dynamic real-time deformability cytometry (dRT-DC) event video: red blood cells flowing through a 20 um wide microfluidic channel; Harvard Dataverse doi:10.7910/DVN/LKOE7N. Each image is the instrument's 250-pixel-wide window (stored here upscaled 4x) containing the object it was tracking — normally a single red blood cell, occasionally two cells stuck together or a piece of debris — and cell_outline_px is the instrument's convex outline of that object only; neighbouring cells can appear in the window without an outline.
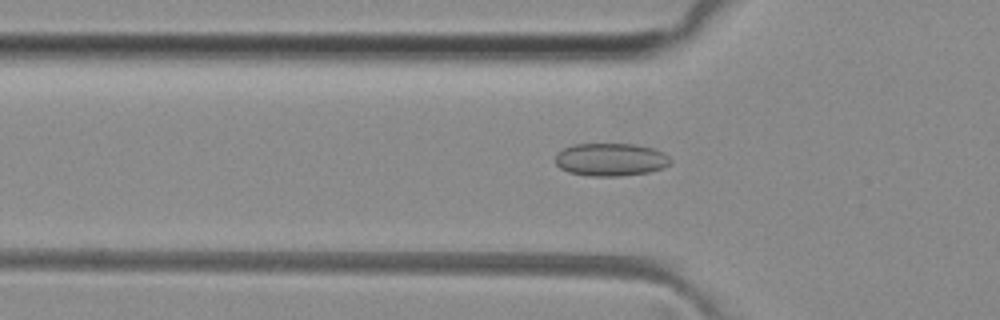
{"species": "common noctule bat (a hibernating species)", "species_latin": "Nyctalus noctula", "temperature_condition": "room temperature", "stored_images_in_passage": 49, "camera_frame_rate_fps": 3000, "um_per_image_px": 0.085, "animal": {"sex": "female", "body_mass_g": 29.2, "forearm_length_mm": 56.3}, "frame": {"image": 1, "passage_image": 15, "time_ms": 4.667, "image_size_px": [1000, 320], "cell_outline_px": [[672, 160], [664, 168], [648, 172], [620, 176], [588, 176], [568, 172], [560, 168], [556, 164], [556, 152], [572, 144], [636, 144], [652, 148], [664, 152]], "centroid_in_image_um": [51.9, 13.56], "position_along_channel_um": 73.9, "area_um2": 22.2}}
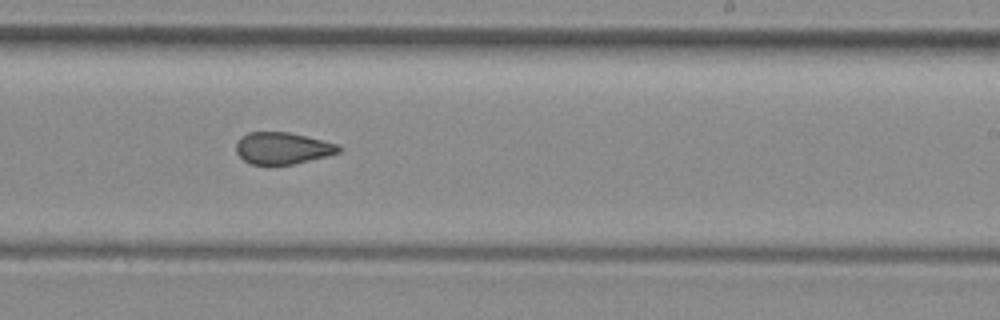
{"frame": {"image": 2, "passage_image": 29, "time_ms": 9.333, "image_size_px": [1000, 320], "cell_outline_px": [[340, 152], [292, 164], [252, 164], [244, 160], [236, 152], [236, 144], [240, 136], [248, 132], [288, 132], [340, 144]], "centroid_in_image_um": [23.99, 12.58], "position_along_channel_um": 265.0, "area_um2": 18.79}}
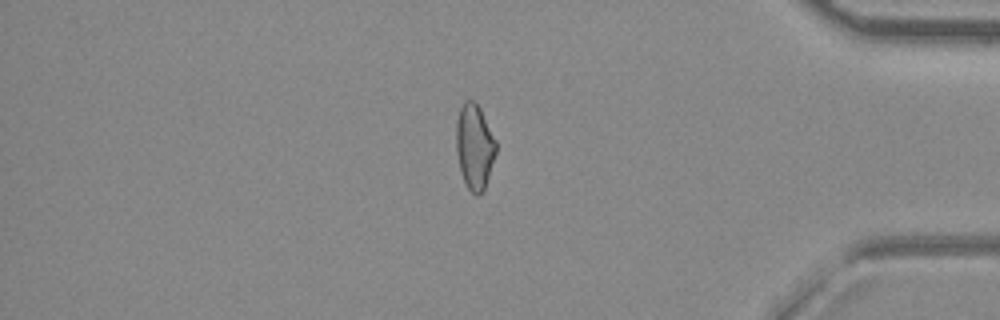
{"frame": {"image": 3, "passage_image": 41, "time_ms": 13.333, "image_size_px": [1000, 320], "cell_outline_px": [[496, 152], [484, 188], [476, 196], [468, 188], [460, 172], [456, 152], [456, 124], [460, 108], [464, 100], [472, 100], [480, 108], [496, 140]], "centroid_in_image_um": [40.31, 12.44], "position_along_channel_um": 394.9, "area_um2": 19.54}, "authors_computed_cell_mechanics": {"area_um2": 20.519, "velocity_mm_per_s": 4.0884, "shape_relaxation_time_tau1_ms": null, "shape_relaxation_time_tau2_ms": 2.4102, "deformation_change_tau1": null, "deformation_change_tau2": 0.0868}}